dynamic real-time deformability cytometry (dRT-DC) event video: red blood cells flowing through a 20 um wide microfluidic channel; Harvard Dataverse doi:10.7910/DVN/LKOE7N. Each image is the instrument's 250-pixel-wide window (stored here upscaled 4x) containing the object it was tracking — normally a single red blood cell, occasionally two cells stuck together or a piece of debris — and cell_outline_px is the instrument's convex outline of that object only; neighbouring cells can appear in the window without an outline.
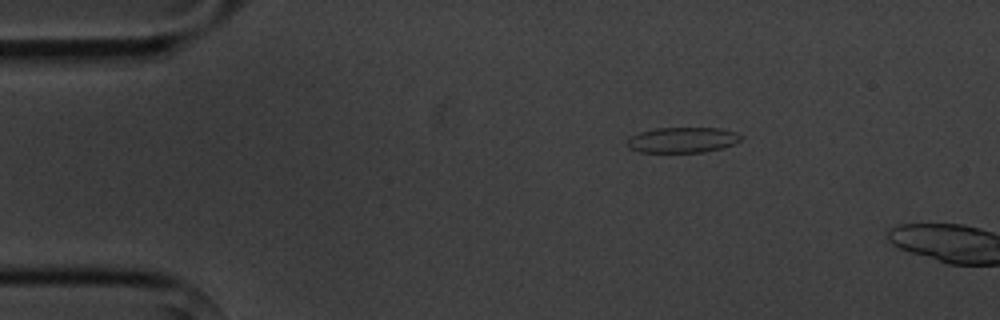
{"species": "common noctule bat (a hibernating species)", "species_latin": "Nyctalus noctula", "temperature_condition": "cold", "stored_images_in_passage": 2, "camera_frame_rate_fps": 3000, "um_per_image_px": 0.085, "animal": {"sex": "male", "body_mass_g": 20.1, "forearm_length_mm": 53.5}, "frame": {"image": 1, "passage_image": 1, "time_ms": 0.0, "image_size_px": [1000, 320], "cell_outline_px": [[744, 136], [740, 140], [724, 148], [704, 152], [640, 152], [628, 148], [628, 140], [632, 136], [640, 132], [656, 128], [720, 128], [736, 132]], "centroid_in_image_um": [58.05, 11.9], "position_along_channel_um": 27.0, "area_um2": 16.88}}